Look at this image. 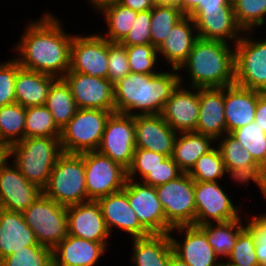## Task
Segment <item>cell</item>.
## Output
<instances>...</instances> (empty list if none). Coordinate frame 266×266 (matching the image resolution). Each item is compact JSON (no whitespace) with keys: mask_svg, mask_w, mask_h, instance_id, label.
<instances>
[{"mask_svg":"<svg viewBox=\"0 0 266 266\" xmlns=\"http://www.w3.org/2000/svg\"><path fill=\"white\" fill-rule=\"evenodd\" d=\"M39 20V21H38ZM26 26L20 43L16 46L20 67L62 79L69 71L73 36L67 35L62 23L52 14Z\"/></svg>","mask_w":266,"mask_h":266,"instance_id":"6da1fadb","label":"cell"},{"mask_svg":"<svg viewBox=\"0 0 266 266\" xmlns=\"http://www.w3.org/2000/svg\"><path fill=\"white\" fill-rule=\"evenodd\" d=\"M179 84L180 74L172 71L157 74L130 72L114 84L116 112L131 116L161 114Z\"/></svg>","mask_w":266,"mask_h":266,"instance_id":"7a4b0ae2","label":"cell"},{"mask_svg":"<svg viewBox=\"0 0 266 266\" xmlns=\"http://www.w3.org/2000/svg\"><path fill=\"white\" fill-rule=\"evenodd\" d=\"M192 88H224L234 84L235 51L229 43L198 38L186 61Z\"/></svg>","mask_w":266,"mask_h":266,"instance_id":"3957f363","label":"cell"},{"mask_svg":"<svg viewBox=\"0 0 266 266\" xmlns=\"http://www.w3.org/2000/svg\"><path fill=\"white\" fill-rule=\"evenodd\" d=\"M63 153L60 138L28 137L8 148V158L30 182L43 189L58 157Z\"/></svg>","mask_w":266,"mask_h":266,"instance_id":"277c9868","label":"cell"},{"mask_svg":"<svg viewBox=\"0 0 266 266\" xmlns=\"http://www.w3.org/2000/svg\"><path fill=\"white\" fill-rule=\"evenodd\" d=\"M43 194L62 206L88 201L83 153H62L51 171Z\"/></svg>","mask_w":266,"mask_h":266,"instance_id":"5b68a950","label":"cell"},{"mask_svg":"<svg viewBox=\"0 0 266 266\" xmlns=\"http://www.w3.org/2000/svg\"><path fill=\"white\" fill-rule=\"evenodd\" d=\"M112 113L101 109L78 108L73 118L61 129L62 151L80 154L97 150Z\"/></svg>","mask_w":266,"mask_h":266,"instance_id":"8992f818","label":"cell"},{"mask_svg":"<svg viewBox=\"0 0 266 266\" xmlns=\"http://www.w3.org/2000/svg\"><path fill=\"white\" fill-rule=\"evenodd\" d=\"M38 244L54 249L67 235V207L43 193L22 212Z\"/></svg>","mask_w":266,"mask_h":266,"instance_id":"52a82bcc","label":"cell"},{"mask_svg":"<svg viewBox=\"0 0 266 266\" xmlns=\"http://www.w3.org/2000/svg\"><path fill=\"white\" fill-rule=\"evenodd\" d=\"M195 181L183 172L179 177L155 187L165 213L166 223L171 227L195 226Z\"/></svg>","mask_w":266,"mask_h":266,"instance_id":"ba28073f","label":"cell"},{"mask_svg":"<svg viewBox=\"0 0 266 266\" xmlns=\"http://www.w3.org/2000/svg\"><path fill=\"white\" fill-rule=\"evenodd\" d=\"M88 200H97L123 190L127 169L97 150L83 152Z\"/></svg>","mask_w":266,"mask_h":266,"instance_id":"9c48e42d","label":"cell"},{"mask_svg":"<svg viewBox=\"0 0 266 266\" xmlns=\"http://www.w3.org/2000/svg\"><path fill=\"white\" fill-rule=\"evenodd\" d=\"M246 37L235 44L234 84L266 92V39L255 41Z\"/></svg>","mask_w":266,"mask_h":266,"instance_id":"30bf717a","label":"cell"},{"mask_svg":"<svg viewBox=\"0 0 266 266\" xmlns=\"http://www.w3.org/2000/svg\"><path fill=\"white\" fill-rule=\"evenodd\" d=\"M135 149L134 116L112 113L107 120L97 151L128 169Z\"/></svg>","mask_w":266,"mask_h":266,"instance_id":"8fae6325","label":"cell"},{"mask_svg":"<svg viewBox=\"0 0 266 266\" xmlns=\"http://www.w3.org/2000/svg\"><path fill=\"white\" fill-rule=\"evenodd\" d=\"M68 72H78L91 77L107 78L108 40L100 34L73 35Z\"/></svg>","mask_w":266,"mask_h":266,"instance_id":"7c38bea8","label":"cell"},{"mask_svg":"<svg viewBox=\"0 0 266 266\" xmlns=\"http://www.w3.org/2000/svg\"><path fill=\"white\" fill-rule=\"evenodd\" d=\"M219 182H195V226L240 218L236 207ZM239 210V211H238Z\"/></svg>","mask_w":266,"mask_h":266,"instance_id":"4fadbf2b","label":"cell"},{"mask_svg":"<svg viewBox=\"0 0 266 266\" xmlns=\"http://www.w3.org/2000/svg\"><path fill=\"white\" fill-rule=\"evenodd\" d=\"M123 191L140 223L151 234H169L171 227L166 223L165 213L155 187L127 179Z\"/></svg>","mask_w":266,"mask_h":266,"instance_id":"5bb4252c","label":"cell"},{"mask_svg":"<svg viewBox=\"0 0 266 266\" xmlns=\"http://www.w3.org/2000/svg\"><path fill=\"white\" fill-rule=\"evenodd\" d=\"M62 79L70 87L77 108L116 112L114 84L109 79L78 72H67Z\"/></svg>","mask_w":266,"mask_h":266,"instance_id":"9a60e30c","label":"cell"},{"mask_svg":"<svg viewBox=\"0 0 266 266\" xmlns=\"http://www.w3.org/2000/svg\"><path fill=\"white\" fill-rule=\"evenodd\" d=\"M189 16L194 20L199 38L226 43L235 39L234 43H237L242 37L240 35H244L236 22L232 6L196 8Z\"/></svg>","mask_w":266,"mask_h":266,"instance_id":"2e32d148","label":"cell"},{"mask_svg":"<svg viewBox=\"0 0 266 266\" xmlns=\"http://www.w3.org/2000/svg\"><path fill=\"white\" fill-rule=\"evenodd\" d=\"M7 160L0 165V208L23 212L43 191L28 181L15 165L9 166Z\"/></svg>","mask_w":266,"mask_h":266,"instance_id":"e0dca14e","label":"cell"},{"mask_svg":"<svg viewBox=\"0 0 266 266\" xmlns=\"http://www.w3.org/2000/svg\"><path fill=\"white\" fill-rule=\"evenodd\" d=\"M68 234L88 241L107 243L110 232L97 200L67 207Z\"/></svg>","mask_w":266,"mask_h":266,"instance_id":"ac0fdd59","label":"cell"},{"mask_svg":"<svg viewBox=\"0 0 266 266\" xmlns=\"http://www.w3.org/2000/svg\"><path fill=\"white\" fill-rule=\"evenodd\" d=\"M182 83L180 75V84L165 103L161 115L177 133L194 132L199 118V88L192 92L182 87Z\"/></svg>","mask_w":266,"mask_h":266,"instance_id":"d6986e66","label":"cell"},{"mask_svg":"<svg viewBox=\"0 0 266 266\" xmlns=\"http://www.w3.org/2000/svg\"><path fill=\"white\" fill-rule=\"evenodd\" d=\"M134 125L136 148L147 149L166 157L172 156L178 133L166 123L161 114L135 115Z\"/></svg>","mask_w":266,"mask_h":266,"instance_id":"ffe728a7","label":"cell"},{"mask_svg":"<svg viewBox=\"0 0 266 266\" xmlns=\"http://www.w3.org/2000/svg\"><path fill=\"white\" fill-rule=\"evenodd\" d=\"M177 230L185 233L184 242H178L170 234ZM172 248L174 254L181 260L186 262L189 266H223L224 262H218L215 251L208 243L206 234L194 225L177 226L169 232ZM217 262H216V261Z\"/></svg>","mask_w":266,"mask_h":266,"instance_id":"44dd1931","label":"cell"},{"mask_svg":"<svg viewBox=\"0 0 266 266\" xmlns=\"http://www.w3.org/2000/svg\"><path fill=\"white\" fill-rule=\"evenodd\" d=\"M97 201L110 233L112 232V227L117 226V228L130 234L133 239L151 235L140 223L136 213L130 206L127 194L123 190L101 197Z\"/></svg>","mask_w":266,"mask_h":266,"instance_id":"7402d4cb","label":"cell"},{"mask_svg":"<svg viewBox=\"0 0 266 266\" xmlns=\"http://www.w3.org/2000/svg\"><path fill=\"white\" fill-rule=\"evenodd\" d=\"M258 90L236 84L224 87L226 133L254 122Z\"/></svg>","mask_w":266,"mask_h":266,"instance_id":"603a6c76","label":"cell"},{"mask_svg":"<svg viewBox=\"0 0 266 266\" xmlns=\"http://www.w3.org/2000/svg\"><path fill=\"white\" fill-rule=\"evenodd\" d=\"M224 110V88H199V118L194 132L210 136L214 140L224 136Z\"/></svg>","mask_w":266,"mask_h":266,"instance_id":"cb8c5ba5","label":"cell"},{"mask_svg":"<svg viewBox=\"0 0 266 266\" xmlns=\"http://www.w3.org/2000/svg\"><path fill=\"white\" fill-rule=\"evenodd\" d=\"M196 33L194 20L190 16H184L170 30L168 36L157 48V53L167 59L175 72L188 58L194 43L199 38Z\"/></svg>","mask_w":266,"mask_h":266,"instance_id":"d4e9b609","label":"cell"},{"mask_svg":"<svg viewBox=\"0 0 266 266\" xmlns=\"http://www.w3.org/2000/svg\"><path fill=\"white\" fill-rule=\"evenodd\" d=\"M107 243L67 235L53 249V266H94Z\"/></svg>","mask_w":266,"mask_h":266,"instance_id":"484cf974","label":"cell"},{"mask_svg":"<svg viewBox=\"0 0 266 266\" xmlns=\"http://www.w3.org/2000/svg\"><path fill=\"white\" fill-rule=\"evenodd\" d=\"M221 138L223 139H220L222 141L219 142L218 149L227 173H230L231 178L236 182L246 184L253 180L256 183L260 165L230 133H226Z\"/></svg>","mask_w":266,"mask_h":266,"instance_id":"4316f807","label":"cell"},{"mask_svg":"<svg viewBox=\"0 0 266 266\" xmlns=\"http://www.w3.org/2000/svg\"><path fill=\"white\" fill-rule=\"evenodd\" d=\"M31 245L40 244L22 212L0 208V260Z\"/></svg>","mask_w":266,"mask_h":266,"instance_id":"83f0119b","label":"cell"},{"mask_svg":"<svg viewBox=\"0 0 266 266\" xmlns=\"http://www.w3.org/2000/svg\"><path fill=\"white\" fill-rule=\"evenodd\" d=\"M57 78L20 67L17 61L15 77V99L22 106H43L51 85Z\"/></svg>","mask_w":266,"mask_h":266,"instance_id":"f1b7e54d","label":"cell"},{"mask_svg":"<svg viewBox=\"0 0 266 266\" xmlns=\"http://www.w3.org/2000/svg\"><path fill=\"white\" fill-rule=\"evenodd\" d=\"M132 263L136 266H168L174 253L169 234L133 239Z\"/></svg>","mask_w":266,"mask_h":266,"instance_id":"f546056e","label":"cell"},{"mask_svg":"<svg viewBox=\"0 0 266 266\" xmlns=\"http://www.w3.org/2000/svg\"><path fill=\"white\" fill-rule=\"evenodd\" d=\"M179 134L180 137L177 136L175 139L171 157L183 172L188 173L196 161L213 148L211 143L214 139L197 132Z\"/></svg>","mask_w":266,"mask_h":266,"instance_id":"4dcf8cb0","label":"cell"},{"mask_svg":"<svg viewBox=\"0 0 266 266\" xmlns=\"http://www.w3.org/2000/svg\"><path fill=\"white\" fill-rule=\"evenodd\" d=\"M97 10L105 16L108 35L104 38L110 42H121L130 32L137 17V11L122 6L116 0L100 4Z\"/></svg>","mask_w":266,"mask_h":266,"instance_id":"1f68e13d","label":"cell"},{"mask_svg":"<svg viewBox=\"0 0 266 266\" xmlns=\"http://www.w3.org/2000/svg\"><path fill=\"white\" fill-rule=\"evenodd\" d=\"M243 224L241 218H238L216 224L208 223L198 227L206 234L207 241L216 255L227 258L234 248L239 233L246 227Z\"/></svg>","mask_w":266,"mask_h":266,"instance_id":"d6a6232c","label":"cell"},{"mask_svg":"<svg viewBox=\"0 0 266 266\" xmlns=\"http://www.w3.org/2000/svg\"><path fill=\"white\" fill-rule=\"evenodd\" d=\"M45 106L60 129L73 118L78 109L70 87L63 79H57L51 85Z\"/></svg>","mask_w":266,"mask_h":266,"instance_id":"836d02e7","label":"cell"},{"mask_svg":"<svg viewBox=\"0 0 266 266\" xmlns=\"http://www.w3.org/2000/svg\"><path fill=\"white\" fill-rule=\"evenodd\" d=\"M26 108L18 103L0 107V143L9 148L25 138Z\"/></svg>","mask_w":266,"mask_h":266,"instance_id":"e575fe53","label":"cell"},{"mask_svg":"<svg viewBox=\"0 0 266 266\" xmlns=\"http://www.w3.org/2000/svg\"><path fill=\"white\" fill-rule=\"evenodd\" d=\"M185 15L174 4H156L151 9V44L157 49L173 26Z\"/></svg>","mask_w":266,"mask_h":266,"instance_id":"d590c367","label":"cell"},{"mask_svg":"<svg viewBox=\"0 0 266 266\" xmlns=\"http://www.w3.org/2000/svg\"><path fill=\"white\" fill-rule=\"evenodd\" d=\"M61 129L45 105L26 107L25 138H60Z\"/></svg>","mask_w":266,"mask_h":266,"instance_id":"8d00e7d4","label":"cell"},{"mask_svg":"<svg viewBox=\"0 0 266 266\" xmlns=\"http://www.w3.org/2000/svg\"><path fill=\"white\" fill-rule=\"evenodd\" d=\"M257 239L256 232L247 223L227 257L229 262L223 263V266H260L255 252Z\"/></svg>","mask_w":266,"mask_h":266,"instance_id":"74e56055","label":"cell"},{"mask_svg":"<svg viewBox=\"0 0 266 266\" xmlns=\"http://www.w3.org/2000/svg\"><path fill=\"white\" fill-rule=\"evenodd\" d=\"M239 27L248 34L265 22L266 0H231Z\"/></svg>","mask_w":266,"mask_h":266,"instance_id":"f35d334b","label":"cell"},{"mask_svg":"<svg viewBox=\"0 0 266 266\" xmlns=\"http://www.w3.org/2000/svg\"><path fill=\"white\" fill-rule=\"evenodd\" d=\"M227 173L224 161L218 148L213 147L203 154L188 172L195 182H217Z\"/></svg>","mask_w":266,"mask_h":266,"instance_id":"ab89813d","label":"cell"},{"mask_svg":"<svg viewBox=\"0 0 266 266\" xmlns=\"http://www.w3.org/2000/svg\"><path fill=\"white\" fill-rule=\"evenodd\" d=\"M261 165L266 159V133L255 122L230 133Z\"/></svg>","mask_w":266,"mask_h":266,"instance_id":"60d3db41","label":"cell"},{"mask_svg":"<svg viewBox=\"0 0 266 266\" xmlns=\"http://www.w3.org/2000/svg\"><path fill=\"white\" fill-rule=\"evenodd\" d=\"M0 266H53V249L43 245L26 246L2 258Z\"/></svg>","mask_w":266,"mask_h":266,"instance_id":"b9f144b4","label":"cell"},{"mask_svg":"<svg viewBox=\"0 0 266 266\" xmlns=\"http://www.w3.org/2000/svg\"><path fill=\"white\" fill-rule=\"evenodd\" d=\"M131 72L141 74H157L154 66L157 62V49L152 44L125 46Z\"/></svg>","mask_w":266,"mask_h":266,"instance_id":"7bdbcfd3","label":"cell"},{"mask_svg":"<svg viewBox=\"0 0 266 266\" xmlns=\"http://www.w3.org/2000/svg\"><path fill=\"white\" fill-rule=\"evenodd\" d=\"M165 155L143 149L134 150L131 165L127 169V179L133 180L136 173H140L142 180L166 159Z\"/></svg>","mask_w":266,"mask_h":266,"instance_id":"ee69618b","label":"cell"},{"mask_svg":"<svg viewBox=\"0 0 266 266\" xmlns=\"http://www.w3.org/2000/svg\"><path fill=\"white\" fill-rule=\"evenodd\" d=\"M127 50L120 42L108 41V75L113 84L120 81L130 73Z\"/></svg>","mask_w":266,"mask_h":266,"instance_id":"f6af8a7d","label":"cell"},{"mask_svg":"<svg viewBox=\"0 0 266 266\" xmlns=\"http://www.w3.org/2000/svg\"><path fill=\"white\" fill-rule=\"evenodd\" d=\"M13 59L0 64V107L16 103L14 87L17 60Z\"/></svg>","mask_w":266,"mask_h":266,"instance_id":"bcb514c9","label":"cell"},{"mask_svg":"<svg viewBox=\"0 0 266 266\" xmlns=\"http://www.w3.org/2000/svg\"><path fill=\"white\" fill-rule=\"evenodd\" d=\"M151 10L137 12V17L130 32L120 42L125 46L151 44Z\"/></svg>","mask_w":266,"mask_h":266,"instance_id":"7dc6e473","label":"cell"},{"mask_svg":"<svg viewBox=\"0 0 266 266\" xmlns=\"http://www.w3.org/2000/svg\"><path fill=\"white\" fill-rule=\"evenodd\" d=\"M182 173L183 171L174 162L172 157H167L142 182L152 187H157L179 177Z\"/></svg>","mask_w":266,"mask_h":266,"instance_id":"c3c4849f","label":"cell"},{"mask_svg":"<svg viewBox=\"0 0 266 266\" xmlns=\"http://www.w3.org/2000/svg\"><path fill=\"white\" fill-rule=\"evenodd\" d=\"M257 234L256 255L260 266H266V214L254 216L248 223Z\"/></svg>","mask_w":266,"mask_h":266,"instance_id":"681fc988","label":"cell"},{"mask_svg":"<svg viewBox=\"0 0 266 266\" xmlns=\"http://www.w3.org/2000/svg\"><path fill=\"white\" fill-rule=\"evenodd\" d=\"M254 122L266 133V92L258 91Z\"/></svg>","mask_w":266,"mask_h":266,"instance_id":"f907efd6","label":"cell"},{"mask_svg":"<svg viewBox=\"0 0 266 266\" xmlns=\"http://www.w3.org/2000/svg\"><path fill=\"white\" fill-rule=\"evenodd\" d=\"M119 4L134 11L151 10L157 3L155 0H116Z\"/></svg>","mask_w":266,"mask_h":266,"instance_id":"816d5d0a","label":"cell"},{"mask_svg":"<svg viewBox=\"0 0 266 266\" xmlns=\"http://www.w3.org/2000/svg\"><path fill=\"white\" fill-rule=\"evenodd\" d=\"M203 0H179L178 7L182 13L186 16H189Z\"/></svg>","mask_w":266,"mask_h":266,"instance_id":"f5cc1de1","label":"cell"},{"mask_svg":"<svg viewBox=\"0 0 266 266\" xmlns=\"http://www.w3.org/2000/svg\"><path fill=\"white\" fill-rule=\"evenodd\" d=\"M219 6H232L231 0H203L197 8H219Z\"/></svg>","mask_w":266,"mask_h":266,"instance_id":"db71d44e","label":"cell"},{"mask_svg":"<svg viewBox=\"0 0 266 266\" xmlns=\"http://www.w3.org/2000/svg\"><path fill=\"white\" fill-rule=\"evenodd\" d=\"M256 184L261 189L262 195H264L266 193V159L260 165V170H259V174H258V178H257Z\"/></svg>","mask_w":266,"mask_h":266,"instance_id":"11a10c76","label":"cell"},{"mask_svg":"<svg viewBox=\"0 0 266 266\" xmlns=\"http://www.w3.org/2000/svg\"><path fill=\"white\" fill-rule=\"evenodd\" d=\"M168 266H189V265L173 253L169 259Z\"/></svg>","mask_w":266,"mask_h":266,"instance_id":"9f6ffc18","label":"cell"},{"mask_svg":"<svg viewBox=\"0 0 266 266\" xmlns=\"http://www.w3.org/2000/svg\"><path fill=\"white\" fill-rule=\"evenodd\" d=\"M8 158V148L0 143V165Z\"/></svg>","mask_w":266,"mask_h":266,"instance_id":"6f0895ef","label":"cell"},{"mask_svg":"<svg viewBox=\"0 0 266 266\" xmlns=\"http://www.w3.org/2000/svg\"><path fill=\"white\" fill-rule=\"evenodd\" d=\"M157 4H174L179 5V0H155Z\"/></svg>","mask_w":266,"mask_h":266,"instance_id":"680465c9","label":"cell"},{"mask_svg":"<svg viewBox=\"0 0 266 266\" xmlns=\"http://www.w3.org/2000/svg\"><path fill=\"white\" fill-rule=\"evenodd\" d=\"M107 1H112V0H89V2H91L95 8H97L100 4L105 3Z\"/></svg>","mask_w":266,"mask_h":266,"instance_id":"91938a15","label":"cell"}]
</instances>
